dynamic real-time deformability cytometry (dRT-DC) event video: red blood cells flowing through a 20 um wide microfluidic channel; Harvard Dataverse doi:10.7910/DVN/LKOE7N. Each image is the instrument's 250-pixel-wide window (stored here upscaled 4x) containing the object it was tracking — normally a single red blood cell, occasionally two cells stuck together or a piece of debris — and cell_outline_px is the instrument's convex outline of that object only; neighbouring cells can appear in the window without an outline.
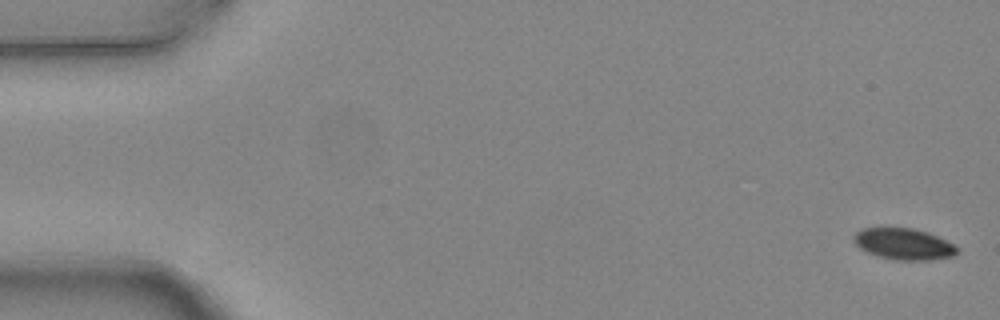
{"species": "common noctule bat (a hibernating species)", "species_latin": "Nyctalus noctula", "temperature_condition": "warm", "stored_images_in_passage": 5, "camera_frame_rate_fps": 3000, "um_per_image_px": 0.085, "animal": {"sex": "female", "body_mass_g": 24.6, "forearm_length_mm": 56.2}, "frame": {"image": 1, "passage_image": 1, "time_ms": 0.0, "image_size_px": [1000, 320], "cell_outline_px": [[960, 252], [956, 256], [932, 260], [896, 260], [880, 256], [868, 252], [860, 248], [856, 244], [852, 236], [856, 232], [864, 228], [912, 228], [928, 232], [960, 248]], "centroid_in_image_um": [76.86, 20.75], "position_along_channel_um": 8.1, "area_um2": 18.84}}
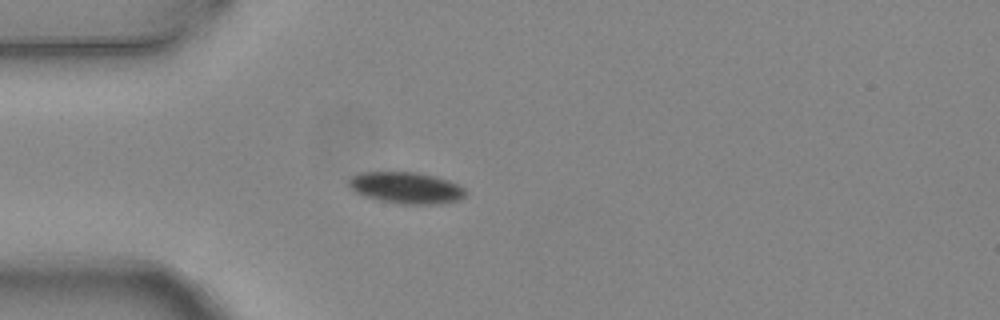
{"frame": {"image": 2, "passage_image": 5, "time_ms": 1.333, "image_size_px": [1000, 320], "cell_outline_px": [[468, 192], [460, 200], [440, 204], [400, 204], [380, 200], [364, 196], [356, 192], [348, 184], [348, 180], [352, 176], [360, 172], [416, 172], [436, 176], [448, 180], [464, 188]], "centroid_in_image_um": [34.55, 15.96], "position_along_channel_um": 50.5, "area_um2": 21.5}}